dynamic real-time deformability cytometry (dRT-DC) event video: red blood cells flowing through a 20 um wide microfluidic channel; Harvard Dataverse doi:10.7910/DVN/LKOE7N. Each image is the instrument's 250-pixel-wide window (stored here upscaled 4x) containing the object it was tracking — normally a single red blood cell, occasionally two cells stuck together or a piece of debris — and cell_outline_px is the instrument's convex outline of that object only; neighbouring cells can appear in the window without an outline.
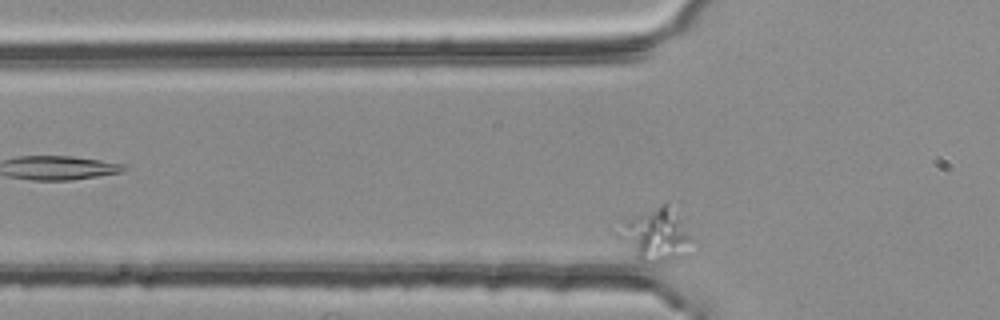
{"species": "common noctule bat (a hibernating species)", "species_latin": "Nyctalus noctula", "temperature_condition": "room temperature", "stored_images_in_passage": 6, "camera_frame_rate_fps": 3000, "um_per_image_px": 0.085, "animal": {"sex": "female", "body_mass_g": 25.1}, "frame": {"image": 1, "passage_image": 6, "time_ms": 1.667, "image_size_px": [1000, 320], "cell_outline_px": [[692, 236], [684, 256], [664, 264], [652, 264], [640, 260], [636, 256], [616, 232], [616, 228], [628, 220], [636, 216], [664, 204], [668, 204]], "centroid_in_image_um": [55.76, 20.04], "position_along_channel_um": 70.0, "area_um2": 21.56}}